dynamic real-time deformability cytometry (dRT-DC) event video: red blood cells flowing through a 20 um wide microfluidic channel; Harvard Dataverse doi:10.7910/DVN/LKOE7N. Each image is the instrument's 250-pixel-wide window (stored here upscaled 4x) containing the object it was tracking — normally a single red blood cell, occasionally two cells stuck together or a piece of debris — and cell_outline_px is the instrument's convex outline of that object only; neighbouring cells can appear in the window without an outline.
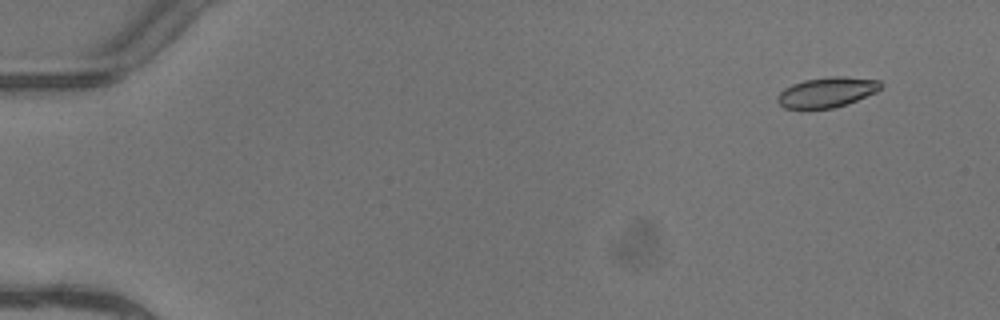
{"species": "common noctule bat (a hibernating species)", "species_latin": "Nyctalus noctula", "temperature_condition": "warm", "stored_images_in_passage": 4, "camera_frame_rate_fps": 3000, "um_per_image_px": 0.085, "animal": {"sex": "female"}, "frame": {"image": 1, "passage_image": 1, "time_ms": 0.0, "image_size_px": [1000, 320], "cell_outline_px": [[884, 84], [876, 92], [856, 100], [832, 108], [784, 108], [776, 100], [776, 96], [784, 88], [792, 84], [804, 80], [828, 76], [848, 76], [880, 80]], "centroid_in_image_um": [70.29, 7.81], "position_along_channel_um": 14.7, "area_um2": 18.15}}
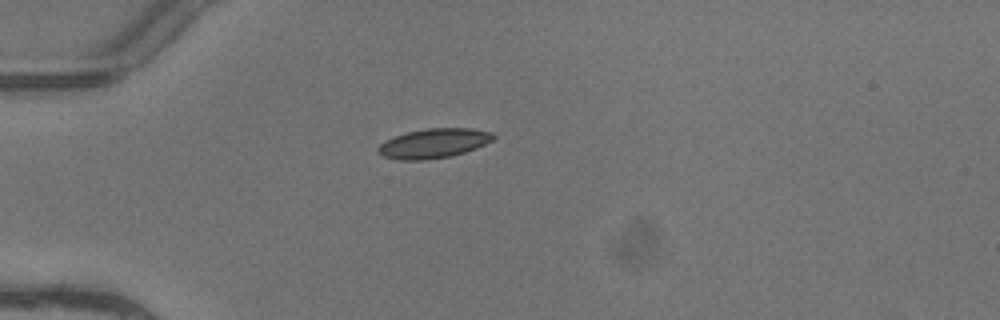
{"frame": {"image": 2, "passage_image": 3, "time_ms": 0.667, "image_size_px": [1000, 320], "cell_outline_px": [[496, 136], [492, 140], [476, 148], [452, 156], [424, 160], [400, 160], [384, 156], [376, 152], [376, 148], [384, 140], [408, 132], [428, 128], [472, 128], [492, 132]], "centroid_in_image_um": [36.85, 12.18], "position_along_channel_um": 48.1, "area_um2": 19.83}}